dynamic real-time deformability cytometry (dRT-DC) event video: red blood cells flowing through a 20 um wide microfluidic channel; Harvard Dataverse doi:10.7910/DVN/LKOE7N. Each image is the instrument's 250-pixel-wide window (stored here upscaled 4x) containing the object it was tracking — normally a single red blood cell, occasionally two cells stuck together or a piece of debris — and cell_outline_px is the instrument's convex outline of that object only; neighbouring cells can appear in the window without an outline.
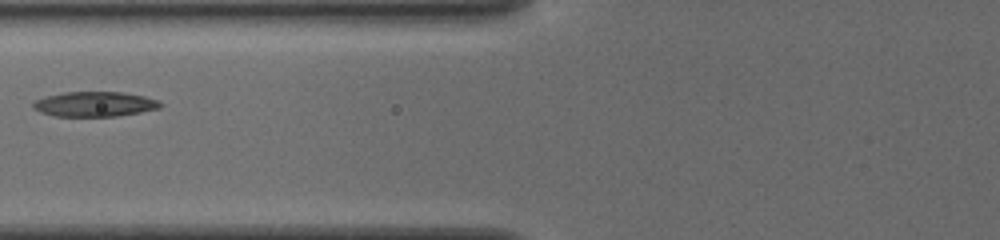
{"species": "common noctule bat (a hibernating species)", "species_latin": "Nyctalus noctula", "temperature_condition": "cold", "stored_images_in_passage": 14, "camera_frame_rate_fps": 3000, "um_per_image_px": 0.085, "animal": {"sex": "female", "body_mass_g": 19.5, "forearm_length_mm": 54.1}, "frame": {"image": 1, "passage_image": 12, "time_ms": 3.667, "image_size_px": [1000, 240], "cell_outline_px": [[164, 104], [160, 108], [140, 112], [116, 116], [52, 116], [40, 112], [32, 108], [32, 104], [36, 100], [48, 96], [64, 92], [124, 92], [144, 96], [160, 100]], "centroid_in_image_um": [8.08, 8.85], "position_along_channel_um": 117.7, "area_um2": 18.55}}
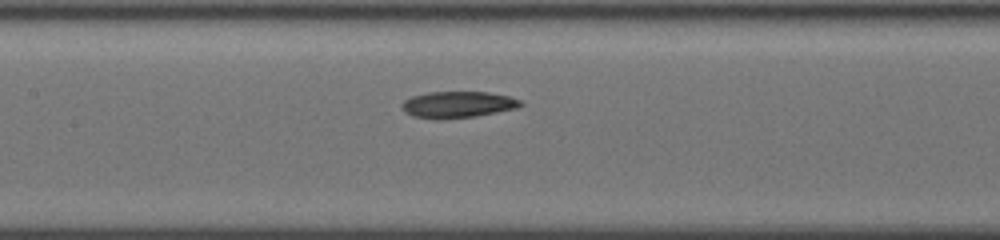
{"frame": {"image": 2, "passage_image": 14, "time_ms": 4.333, "image_size_px": [1000, 240], "cell_outline_px": [[524, 104], [516, 108], [476, 116], [444, 120], [432, 120], [412, 116], [404, 112], [400, 104], [404, 100], [412, 96], [428, 92], [488, 92], [508, 96], [520, 100]], "centroid_in_image_um": [38.85, 8.91], "position_along_channel_um": 168.6, "area_um2": 18.55}}